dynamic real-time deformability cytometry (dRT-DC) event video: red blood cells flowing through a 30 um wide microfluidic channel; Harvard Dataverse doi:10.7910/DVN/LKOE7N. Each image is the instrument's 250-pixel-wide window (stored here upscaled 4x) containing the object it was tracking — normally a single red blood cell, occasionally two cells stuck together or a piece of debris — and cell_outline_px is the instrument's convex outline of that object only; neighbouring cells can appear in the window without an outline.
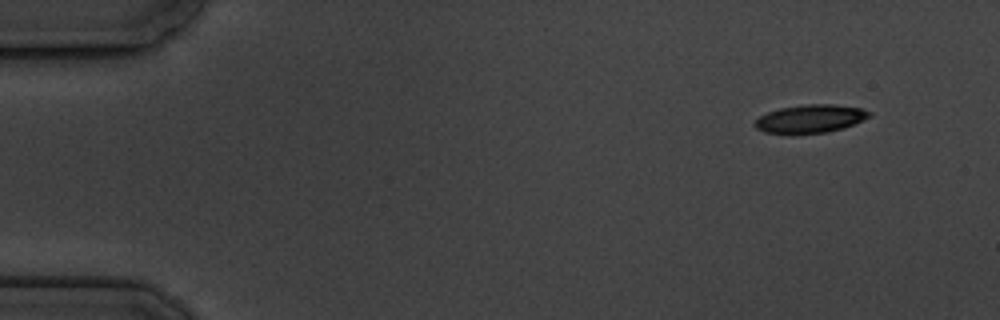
{"species": "common noctule bat (a hibernating species)", "species_latin": "Nyctalus noctula", "temperature_condition": "cold", "stored_images_in_passage": 7, "segment_of_instrument_passage": [2, 2], "camera_frame_rate_fps": 3000, "um_per_image_px": 0.085, "animal": {"sex": "male", "body_mass_g": 19.5, "forearm_length_mm": 54.6}, "frame": {"image": 1, "passage_image": 7, "time_ms": 7.0, "image_size_px": [1000, 320], "cell_outline_px": [[872, 116], [844, 128], [828, 132], [792, 136], [764, 132], [756, 128], [752, 124], [760, 116], [768, 112], [780, 108], [804, 104], [836, 104], [860, 108], [872, 112]], "centroid_in_image_um": [68.85, 10.12], "position_along_channel_um": 16.1, "area_um2": 19.42}}